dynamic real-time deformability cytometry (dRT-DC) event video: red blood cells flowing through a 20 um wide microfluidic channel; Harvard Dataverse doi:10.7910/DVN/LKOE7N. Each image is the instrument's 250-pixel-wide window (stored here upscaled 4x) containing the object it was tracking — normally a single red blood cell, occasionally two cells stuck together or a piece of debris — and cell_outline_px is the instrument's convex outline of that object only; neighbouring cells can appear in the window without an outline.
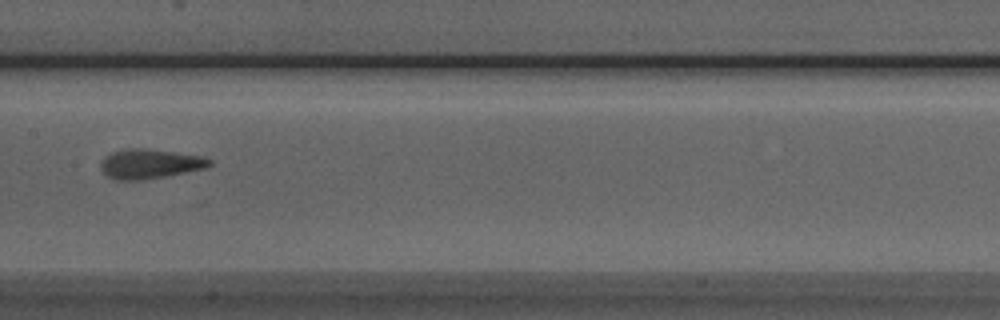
{"species": "Egyptian fruit bat (a non-hibernating species)", "species_latin": "Rousettus aegyptiacus", "temperature_condition": "room temperature", "stored_images_in_passage": 43, "camera_frame_rate_fps": 3000, "um_per_image_px": 0.085, "animal": {"sex": "male"}, "frame": {"image": 1, "passage_image": 23, "time_ms": 7.333, "image_size_px": [1000, 320], "cell_outline_px": [[212, 164], [204, 168], [144, 180], [116, 180], [108, 176], [100, 168], [100, 164], [104, 156], [112, 152], [128, 148], [148, 148], [204, 156], [212, 160]], "centroid_in_image_um": [12.72, 13.91], "position_along_channel_um": 194.7, "area_um2": 18.79}}
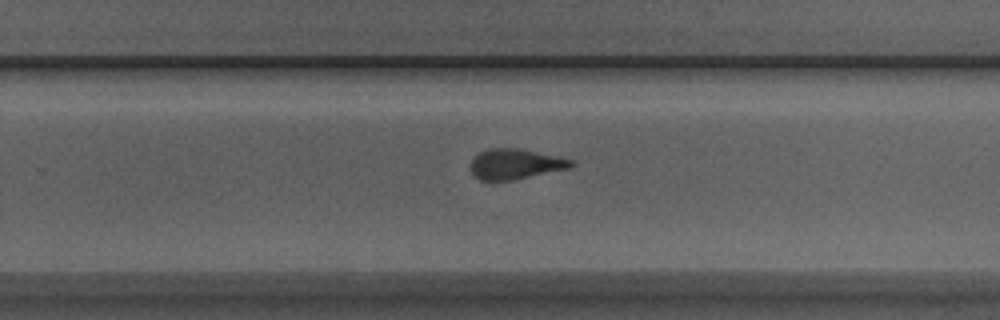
{"frame": {"image": 2, "passage_image": 30, "time_ms": 9.667, "image_size_px": [1000, 320], "cell_outline_px": [[576, 164], [568, 168], [512, 180], [480, 180], [472, 172], [468, 164], [480, 152], [488, 148], [516, 148], [576, 160]], "centroid_in_image_um": [43.79, 13.94], "position_along_channel_um": 286.0, "area_um2": 17.57}}
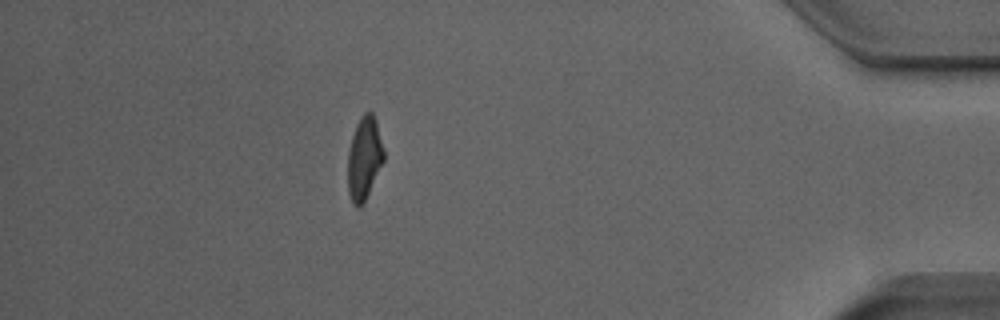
{"frame": {"image": 3, "passage_image": 43, "time_ms": 14.0, "image_size_px": [1000, 320], "cell_outline_px": [[384, 160], [364, 204], [360, 208], [356, 208], [352, 204], [348, 192], [348, 152], [352, 136], [356, 124], [360, 116], [364, 112], [372, 112], [376, 120], [384, 148]], "centroid_in_image_um": [30.96, 13.48], "position_along_channel_um": 404.2, "area_um2": 17.69}, "authors_computed_cell_mechanics": {"area_um2": 19.9988, "velocity_mm_per_s": 3.9182, "shape_relaxation_time_tau1_ms": null, "shape_relaxation_time_tau2_ms": 1.6701, "deformation_change_tau1": null, "deformation_change_tau2": 0.1158}}